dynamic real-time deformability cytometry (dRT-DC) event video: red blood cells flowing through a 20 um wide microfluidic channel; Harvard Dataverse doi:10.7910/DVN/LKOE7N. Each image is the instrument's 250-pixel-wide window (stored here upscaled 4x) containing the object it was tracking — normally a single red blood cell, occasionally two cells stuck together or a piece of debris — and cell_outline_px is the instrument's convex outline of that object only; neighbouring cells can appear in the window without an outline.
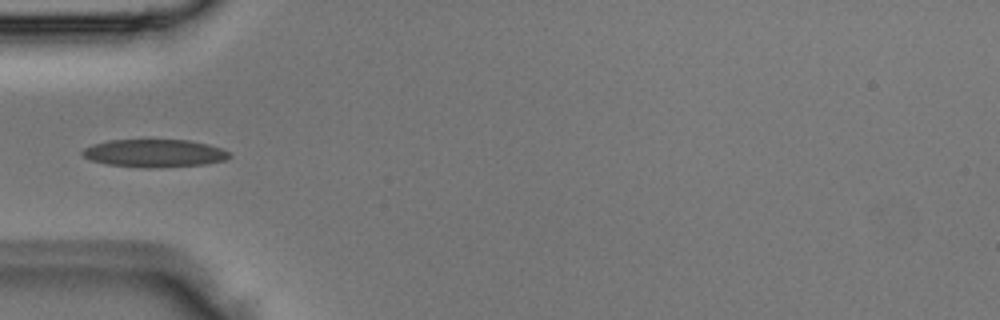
{"species": "Egyptian fruit bat (a non-hibernating species)", "species_latin": "Rousettus aegyptiacus", "temperature_condition": "room temperature", "stored_images_in_passage": 5, "camera_frame_rate_fps": 3000, "um_per_image_px": 0.085, "animal": {"sex": "male"}, "frame": {"image": 1, "passage_image": 5, "time_ms": 1.333, "image_size_px": [1000, 320], "cell_outline_px": [[232, 156], [224, 160], [204, 164], [148, 168], [144, 168], [108, 164], [92, 160], [84, 156], [80, 152], [84, 148], [92, 144], [108, 140], [188, 140], [208, 144], [224, 148]], "centroid_in_image_um": [13.13, 13.01], "position_along_channel_um": 71.9, "area_um2": 23.76}}